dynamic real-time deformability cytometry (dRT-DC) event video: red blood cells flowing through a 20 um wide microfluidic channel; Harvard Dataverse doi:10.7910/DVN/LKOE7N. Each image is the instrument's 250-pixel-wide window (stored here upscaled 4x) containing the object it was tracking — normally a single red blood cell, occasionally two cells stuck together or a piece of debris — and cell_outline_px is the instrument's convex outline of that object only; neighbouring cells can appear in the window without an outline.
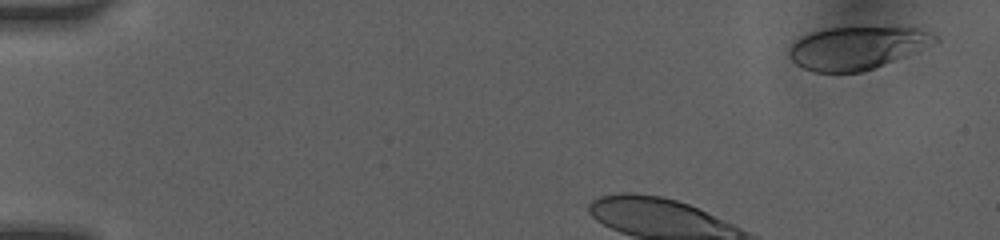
{"species": "human", "species_latin": "Homo sapiens", "temperature_condition": "room temperature", "stored_images_in_passage": 38, "camera_frame_rate_fps": 3000, "um_per_image_px": 0.085, "donor": {"sex": "female"}, "frame": {"image": 1, "passage_image": 1, "time_ms": 0.0, "image_size_px": [1000, 240], "cell_outline_px": [[940, 40], [908, 56], [860, 72], [816, 72], [804, 68], [796, 64], [788, 56], [788, 48], [796, 40], [812, 32], [828, 28], [920, 28], [932, 32], [940, 36]], "centroid_in_image_um": [72.88, 4.07], "position_along_channel_um": 12.1, "area_um2": 36.18}}
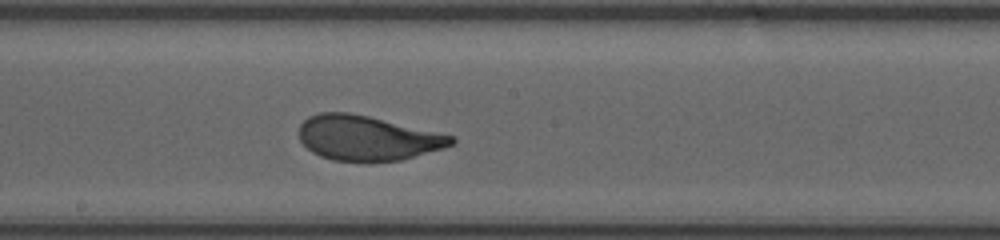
{"frame": {"image": 2, "passage_image": 24, "time_ms": 6.667, "image_size_px": [1000, 240], "cell_outline_px": [[456, 144], [444, 148], [400, 160], [368, 164], [332, 160], [320, 156], [312, 152], [300, 140], [300, 124], [308, 116], [320, 112], [348, 112], [368, 116], [452, 136], [456, 140]], "centroid_in_image_um": [31.2, 11.77], "position_along_channel_um": 217.0, "area_um2": 40.06}}
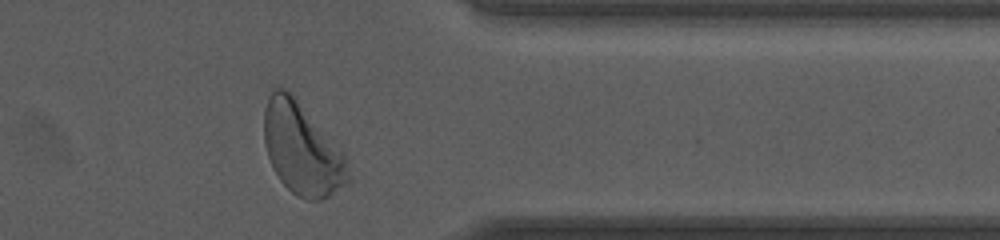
{"frame": {"image": 3, "passage_image": 38, "time_ms": 11.0, "image_size_px": [1000, 240], "cell_outline_px": [[352, 180], [348, 184], [328, 196], [320, 200], [304, 200], [296, 196], [280, 180], [272, 168], [264, 144], [264, 108], [268, 96], [276, 88], [284, 88], [296, 100], [344, 152], [352, 176]], "centroid_in_image_um": [25.69, 12.73], "position_along_channel_um": 385.7, "area_um2": 44.85}, "authors_computed_cell_mechanics": {"area_um2": 39.3907, "velocity_mm_per_s": 4.0785, "shape_relaxation_time_tau1_ms": 2.8116, "shape_relaxation_time_tau2_ms": null, "deformation_change_tau1": 0.1717, "deformation_change_tau2": null}}